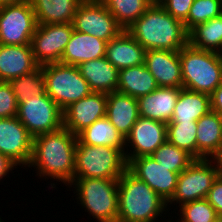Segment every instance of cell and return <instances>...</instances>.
I'll use <instances>...</instances> for the list:
<instances>
[{"instance_id":"cell-1","label":"cell","mask_w":222,"mask_h":222,"mask_svg":"<svg viewBox=\"0 0 222 222\" xmlns=\"http://www.w3.org/2000/svg\"><path fill=\"white\" fill-rule=\"evenodd\" d=\"M77 136L61 129L33 138L32 157L28 167H33L40 178L54 179L68 186L73 182Z\"/></svg>"},{"instance_id":"cell-2","label":"cell","mask_w":222,"mask_h":222,"mask_svg":"<svg viewBox=\"0 0 222 222\" xmlns=\"http://www.w3.org/2000/svg\"><path fill=\"white\" fill-rule=\"evenodd\" d=\"M126 31L146 50L180 51L188 44L183 22L153 3Z\"/></svg>"},{"instance_id":"cell-3","label":"cell","mask_w":222,"mask_h":222,"mask_svg":"<svg viewBox=\"0 0 222 222\" xmlns=\"http://www.w3.org/2000/svg\"><path fill=\"white\" fill-rule=\"evenodd\" d=\"M167 203L128 169L118 179L117 222H156ZM157 218V219H156Z\"/></svg>"},{"instance_id":"cell-4","label":"cell","mask_w":222,"mask_h":222,"mask_svg":"<svg viewBox=\"0 0 222 222\" xmlns=\"http://www.w3.org/2000/svg\"><path fill=\"white\" fill-rule=\"evenodd\" d=\"M183 88L211 94L222 83V58L189 43L179 51Z\"/></svg>"},{"instance_id":"cell-5","label":"cell","mask_w":222,"mask_h":222,"mask_svg":"<svg viewBox=\"0 0 222 222\" xmlns=\"http://www.w3.org/2000/svg\"><path fill=\"white\" fill-rule=\"evenodd\" d=\"M125 150L110 146L86 145L77 138L73 178L118 180L127 170Z\"/></svg>"},{"instance_id":"cell-6","label":"cell","mask_w":222,"mask_h":222,"mask_svg":"<svg viewBox=\"0 0 222 222\" xmlns=\"http://www.w3.org/2000/svg\"><path fill=\"white\" fill-rule=\"evenodd\" d=\"M77 202L98 222H117L118 180L103 178H73Z\"/></svg>"},{"instance_id":"cell-7","label":"cell","mask_w":222,"mask_h":222,"mask_svg":"<svg viewBox=\"0 0 222 222\" xmlns=\"http://www.w3.org/2000/svg\"><path fill=\"white\" fill-rule=\"evenodd\" d=\"M41 66L45 79L46 94L62 110L92 92L77 66L60 62Z\"/></svg>"},{"instance_id":"cell-8","label":"cell","mask_w":222,"mask_h":222,"mask_svg":"<svg viewBox=\"0 0 222 222\" xmlns=\"http://www.w3.org/2000/svg\"><path fill=\"white\" fill-rule=\"evenodd\" d=\"M217 177L218 169L212 159L194 160L179 174L175 193L167 204L168 210L173 203L179 207L206 198Z\"/></svg>"},{"instance_id":"cell-9","label":"cell","mask_w":222,"mask_h":222,"mask_svg":"<svg viewBox=\"0 0 222 222\" xmlns=\"http://www.w3.org/2000/svg\"><path fill=\"white\" fill-rule=\"evenodd\" d=\"M16 117L33 137L63 127V110L46 93L20 103Z\"/></svg>"},{"instance_id":"cell-10","label":"cell","mask_w":222,"mask_h":222,"mask_svg":"<svg viewBox=\"0 0 222 222\" xmlns=\"http://www.w3.org/2000/svg\"><path fill=\"white\" fill-rule=\"evenodd\" d=\"M36 26L30 1L0 6L1 45H31Z\"/></svg>"},{"instance_id":"cell-11","label":"cell","mask_w":222,"mask_h":222,"mask_svg":"<svg viewBox=\"0 0 222 222\" xmlns=\"http://www.w3.org/2000/svg\"><path fill=\"white\" fill-rule=\"evenodd\" d=\"M72 24L74 30L106 42L124 30L100 0H83L77 8Z\"/></svg>"},{"instance_id":"cell-12","label":"cell","mask_w":222,"mask_h":222,"mask_svg":"<svg viewBox=\"0 0 222 222\" xmlns=\"http://www.w3.org/2000/svg\"><path fill=\"white\" fill-rule=\"evenodd\" d=\"M73 31L72 23L37 24L31 39L35 61L40 66L60 62Z\"/></svg>"},{"instance_id":"cell-13","label":"cell","mask_w":222,"mask_h":222,"mask_svg":"<svg viewBox=\"0 0 222 222\" xmlns=\"http://www.w3.org/2000/svg\"><path fill=\"white\" fill-rule=\"evenodd\" d=\"M127 169L148 184L167 204L175 193L179 174L157 163L152 156H140L128 162Z\"/></svg>"},{"instance_id":"cell-14","label":"cell","mask_w":222,"mask_h":222,"mask_svg":"<svg viewBox=\"0 0 222 222\" xmlns=\"http://www.w3.org/2000/svg\"><path fill=\"white\" fill-rule=\"evenodd\" d=\"M33 138L16 116L0 118V153L17 166L28 167L32 157Z\"/></svg>"},{"instance_id":"cell-15","label":"cell","mask_w":222,"mask_h":222,"mask_svg":"<svg viewBox=\"0 0 222 222\" xmlns=\"http://www.w3.org/2000/svg\"><path fill=\"white\" fill-rule=\"evenodd\" d=\"M166 140L167 124L165 122L139 117L130 134L125 138L127 150L124 154L127 163L133 158L150 156ZM128 147L132 150L129 151Z\"/></svg>"},{"instance_id":"cell-16","label":"cell","mask_w":222,"mask_h":222,"mask_svg":"<svg viewBox=\"0 0 222 222\" xmlns=\"http://www.w3.org/2000/svg\"><path fill=\"white\" fill-rule=\"evenodd\" d=\"M107 94L91 92L63 110V127L78 135L96 120L106 116Z\"/></svg>"},{"instance_id":"cell-17","label":"cell","mask_w":222,"mask_h":222,"mask_svg":"<svg viewBox=\"0 0 222 222\" xmlns=\"http://www.w3.org/2000/svg\"><path fill=\"white\" fill-rule=\"evenodd\" d=\"M144 65L159 87L183 88L179 51L148 50Z\"/></svg>"},{"instance_id":"cell-18","label":"cell","mask_w":222,"mask_h":222,"mask_svg":"<svg viewBox=\"0 0 222 222\" xmlns=\"http://www.w3.org/2000/svg\"><path fill=\"white\" fill-rule=\"evenodd\" d=\"M39 66L33 56L31 45L0 44V81L9 82L33 72Z\"/></svg>"},{"instance_id":"cell-19","label":"cell","mask_w":222,"mask_h":222,"mask_svg":"<svg viewBox=\"0 0 222 222\" xmlns=\"http://www.w3.org/2000/svg\"><path fill=\"white\" fill-rule=\"evenodd\" d=\"M182 88L158 87L138 98L139 116L169 123Z\"/></svg>"},{"instance_id":"cell-20","label":"cell","mask_w":222,"mask_h":222,"mask_svg":"<svg viewBox=\"0 0 222 222\" xmlns=\"http://www.w3.org/2000/svg\"><path fill=\"white\" fill-rule=\"evenodd\" d=\"M106 117L125 139L140 117L138 100L117 91L108 93Z\"/></svg>"},{"instance_id":"cell-21","label":"cell","mask_w":222,"mask_h":222,"mask_svg":"<svg viewBox=\"0 0 222 222\" xmlns=\"http://www.w3.org/2000/svg\"><path fill=\"white\" fill-rule=\"evenodd\" d=\"M146 50L126 31L107 42L105 58L118 70L144 64Z\"/></svg>"},{"instance_id":"cell-22","label":"cell","mask_w":222,"mask_h":222,"mask_svg":"<svg viewBox=\"0 0 222 222\" xmlns=\"http://www.w3.org/2000/svg\"><path fill=\"white\" fill-rule=\"evenodd\" d=\"M106 46V41L74 30L60 63L78 66L82 62L105 57Z\"/></svg>"},{"instance_id":"cell-23","label":"cell","mask_w":222,"mask_h":222,"mask_svg":"<svg viewBox=\"0 0 222 222\" xmlns=\"http://www.w3.org/2000/svg\"><path fill=\"white\" fill-rule=\"evenodd\" d=\"M197 160L213 159L222 150V117L209 111L197 121Z\"/></svg>"},{"instance_id":"cell-24","label":"cell","mask_w":222,"mask_h":222,"mask_svg":"<svg viewBox=\"0 0 222 222\" xmlns=\"http://www.w3.org/2000/svg\"><path fill=\"white\" fill-rule=\"evenodd\" d=\"M77 67L92 92L108 94L117 91L119 70L105 57L82 62Z\"/></svg>"},{"instance_id":"cell-25","label":"cell","mask_w":222,"mask_h":222,"mask_svg":"<svg viewBox=\"0 0 222 222\" xmlns=\"http://www.w3.org/2000/svg\"><path fill=\"white\" fill-rule=\"evenodd\" d=\"M37 24L73 23L77 8L83 0H29Z\"/></svg>"},{"instance_id":"cell-26","label":"cell","mask_w":222,"mask_h":222,"mask_svg":"<svg viewBox=\"0 0 222 222\" xmlns=\"http://www.w3.org/2000/svg\"><path fill=\"white\" fill-rule=\"evenodd\" d=\"M211 111L210 95L182 88L169 123L197 122Z\"/></svg>"},{"instance_id":"cell-27","label":"cell","mask_w":222,"mask_h":222,"mask_svg":"<svg viewBox=\"0 0 222 222\" xmlns=\"http://www.w3.org/2000/svg\"><path fill=\"white\" fill-rule=\"evenodd\" d=\"M159 86L144 64L119 70L117 92L136 99L148 95Z\"/></svg>"},{"instance_id":"cell-28","label":"cell","mask_w":222,"mask_h":222,"mask_svg":"<svg viewBox=\"0 0 222 222\" xmlns=\"http://www.w3.org/2000/svg\"><path fill=\"white\" fill-rule=\"evenodd\" d=\"M77 138L86 145L125 149V139L105 116L81 131Z\"/></svg>"},{"instance_id":"cell-29","label":"cell","mask_w":222,"mask_h":222,"mask_svg":"<svg viewBox=\"0 0 222 222\" xmlns=\"http://www.w3.org/2000/svg\"><path fill=\"white\" fill-rule=\"evenodd\" d=\"M188 43L197 49L218 52L222 45V15L193 27Z\"/></svg>"},{"instance_id":"cell-30","label":"cell","mask_w":222,"mask_h":222,"mask_svg":"<svg viewBox=\"0 0 222 222\" xmlns=\"http://www.w3.org/2000/svg\"><path fill=\"white\" fill-rule=\"evenodd\" d=\"M126 30L154 3L153 0H100Z\"/></svg>"},{"instance_id":"cell-31","label":"cell","mask_w":222,"mask_h":222,"mask_svg":"<svg viewBox=\"0 0 222 222\" xmlns=\"http://www.w3.org/2000/svg\"><path fill=\"white\" fill-rule=\"evenodd\" d=\"M9 83L12 86L18 105L26 99L46 93L42 66L31 73L11 79Z\"/></svg>"},{"instance_id":"cell-32","label":"cell","mask_w":222,"mask_h":222,"mask_svg":"<svg viewBox=\"0 0 222 222\" xmlns=\"http://www.w3.org/2000/svg\"><path fill=\"white\" fill-rule=\"evenodd\" d=\"M197 122L167 123V140L197 160Z\"/></svg>"},{"instance_id":"cell-33","label":"cell","mask_w":222,"mask_h":222,"mask_svg":"<svg viewBox=\"0 0 222 222\" xmlns=\"http://www.w3.org/2000/svg\"><path fill=\"white\" fill-rule=\"evenodd\" d=\"M150 156H152L157 163L170 168V171L178 174L195 160L185 150L179 149L168 140L160 145Z\"/></svg>"},{"instance_id":"cell-34","label":"cell","mask_w":222,"mask_h":222,"mask_svg":"<svg viewBox=\"0 0 222 222\" xmlns=\"http://www.w3.org/2000/svg\"><path fill=\"white\" fill-rule=\"evenodd\" d=\"M179 208L181 219H177L176 222H219L221 220L206 198L183 204Z\"/></svg>"},{"instance_id":"cell-35","label":"cell","mask_w":222,"mask_h":222,"mask_svg":"<svg viewBox=\"0 0 222 222\" xmlns=\"http://www.w3.org/2000/svg\"><path fill=\"white\" fill-rule=\"evenodd\" d=\"M220 15L222 0H194L187 17V31Z\"/></svg>"},{"instance_id":"cell-36","label":"cell","mask_w":222,"mask_h":222,"mask_svg":"<svg viewBox=\"0 0 222 222\" xmlns=\"http://www.w3.org/2000/svg\"><path fill=\"white\" fill-rule=\"evenodd\" d=\"M18 103L9 82L0 81V118L17 115Z\"/></svg>"},{"instance_id":"cell-37","label":"cell","mask_w":222,"mask_h":222,"mask_svg":"<svg viewBox=\"0 0 222 222\" xmlns=\"http://www.w3.org/2000/svg\"><path fill=\"white\" fill-rule=\"evenodd\" d=\"M194 0H161L160 5L175 19L184 23L187 30V17Z\"/></svg>"},{"instance_id":"cell-38","label":"cell","mask_w":222,"mask_h":222,"mask_svg":"<svg viewBox=\"0 0 222 222\" xmlns=\"http://www.w3.org/2000/svg\"><path fill=\"white\" fill-rule=\"evenodd\" d=\"M222 219V178L217 177L206 197Z\"/></svg>"},{"instance_id":"cell-39","label":"cell","mask_w":222,"mask_h":222,"mask_svg":"<svg viewBox=\"0 0 222 222\" xmlns=\"http://www.w3.org/2000/svg\"><path fill=\"white\" fill-rule=\"evenodd\" d=\"M211 110L222 114V83L210 94Z\"/></svg>"},{"instance_id":"cell-40","label":"cell","mask_w":222,"mask_h":222,"mask_svg":"<svg viewBox=\"0 0 222 222\" xmlns=\"http://www.w3.org/2000/svg\"><path fill=\"white\" fill-rule=\"evenodd\" d=\"M16 166L7 156L0 153V181L3 177L8 176L12 169L17 168Z\"/></svg>"},{"instance_id":"cell-41","label":"cell","mask_w":222,"mask_h":222,"mask_svg":"<svg viewBox=\"0 0 222 222\" xmlns=\"http://www.w3.org/2000/svg\"><path fill=\"white\" fill-rule=\"evenodd\" d=\"M218 169V177L222 178V150L212 159Z\"/></svg>"},{"instance_id":"cell-42","label":"cell","mask_w":222,"mask_h":222,"mask_svg":"<svg viewBox=\"0 0 222 222\" xmlns=\"http://www.w3.org/2000/svg\"><path fill=\"white\" fill-rule=\"evenodd\" d=\"M29 0H0V6L8 4L22 3Z\"/></svg>"},{"instance_id":"cell-43","label":"cell","mask_w":222,"mask_h":222,"mask_svg":"<svg viewBox=\"0 0 222 222\" xmlns=\"http://www.w3.org/2000/svg\"><path fill=\"white\" fill-rule=\"evenodd\" d=\"M219 54V56L222 58V45L220 47V50L217 52Z\"/></svg>"},{"instance_id":"cell-44","label":"cell","mask_w":222,"mask_h":222,"mask_svg":"<svg viewBox=\"0 0 222 222\" xmlns=\"http://www.w3.org/2000/svg\"><path fill=\"white\" fill-rule=\"evenodd\" d=\"M161 0H153L154 3H159Z\"/></svg>"}]
</instances>
